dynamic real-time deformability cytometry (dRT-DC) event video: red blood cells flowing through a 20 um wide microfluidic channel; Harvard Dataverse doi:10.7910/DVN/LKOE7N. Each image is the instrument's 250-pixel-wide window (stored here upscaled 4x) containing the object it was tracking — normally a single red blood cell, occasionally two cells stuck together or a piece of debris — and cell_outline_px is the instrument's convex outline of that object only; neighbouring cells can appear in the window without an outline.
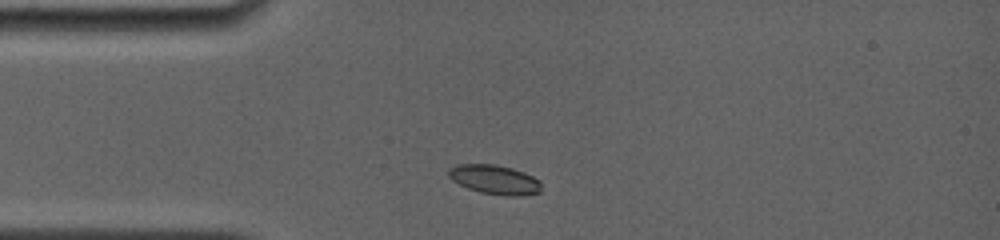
{"species": "common noctule bat (a hibernating species)", "species_latin": "Nyctalus noctula", "temperature_condition": "room temperature", "stored_images_in_passage": 5, "camera_frame_rate_fps": 4000, "um_per_image_px": 0.085, "animal": {"sex": "female", "body_mass_g": 19.0, "forearm_length_mm": 56.7}, "frame": {"image": 1, "passage_image": 1, "time_ms": 0.0, "image_size_px": [1000, 240], "cell_outline_px": [[540, 192], [516, 196], [508, 196], [480, 192], [468, 188], [452, 180], [448, 176], [448, 172], [452, 168], [460, 164], [496, 164], [512, 168], [524, 172], [540, 180]], "centroid_in_image_um": [42.06, 15.26], "position_along_channel_um": 42.9, "area_um2": 15.66}}
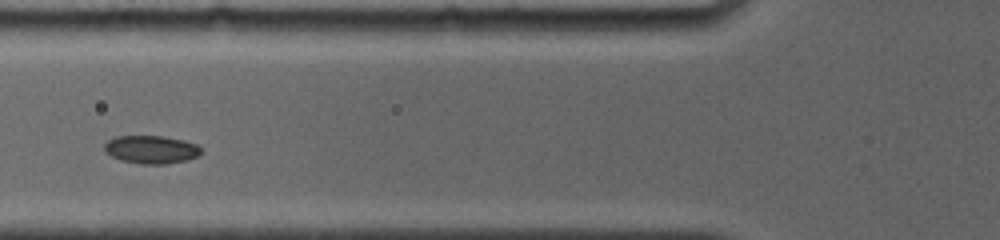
{"frame": {"image": 2, "passage_image": 3, "time_ms": 2.25, "image_size_px": [1000, 240], "cell_outline_px": [[200, 152], [196, 156], [184, 160], [164, 164], [140, 164], [120, 160], [104, 152], [104, 144], [108, 140], [116, 136], [164, 136], [196, 144], [200, 148]], "centroid_in_image_um": [12.78, 12.71], "position_along_channel_um": 113.0, "area_um2": 15.61}}
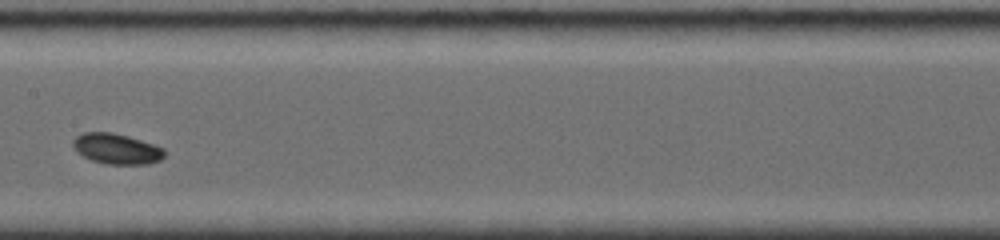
{"frame": {"image": 3, "passage_image": 5, "time_ms": 4.5, "image_size_px": [1000, 240], "cell_outline_px": [[164, 156], [160, 160], [148, 164], [104, 164], [92, 160], [76, 152], [72, 144], [72, 140], [76, 136], [84, 132], [112, 132], [128, 136], [156, 144], [164, 148]], "centroid_in_image_um": [9.91, 12.64], "position_along_channel_um": 197.5, "area_um2": 16.42}}